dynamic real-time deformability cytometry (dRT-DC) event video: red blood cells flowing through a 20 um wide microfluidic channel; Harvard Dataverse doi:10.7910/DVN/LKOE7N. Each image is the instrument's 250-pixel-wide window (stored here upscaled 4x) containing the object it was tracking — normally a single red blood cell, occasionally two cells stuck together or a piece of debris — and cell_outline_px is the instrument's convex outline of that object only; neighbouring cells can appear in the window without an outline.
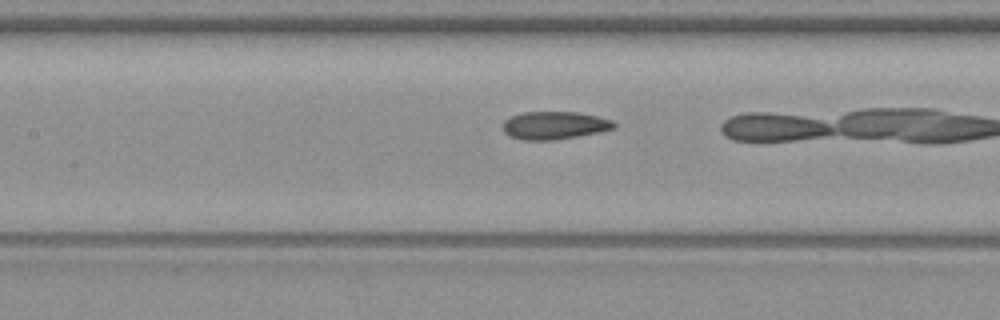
{"species": "common noctule bat (a hibernating species)", "species_latin": "Nyctalus noctula", "temperature_condition": "warm", "stored_images_in_passage": 29, "camera_frame_rate_fps": 3000, "um_per_image_px": 0.085, "animal": {"sex": "female", "body_mass_g": 19.3, "forearm_length_mm": 54.1}, "frame": {"image": 1, "passage_image": 22, "time_ms": 7.0, "image_size_px": [1000, 320], "cell_outline_px": [[616, 128], [604, 132], [556, 140], [520, 140], [508, 136], [504, 132], [504, 120], [512, 116], [524, 112], [576, 112], [596, 116], [612, 120], [616, 124]], "centroid_in_image_um": [47.16, 10.67], "position_along_channel_um": 160.2, "area_um2": 18.26}}
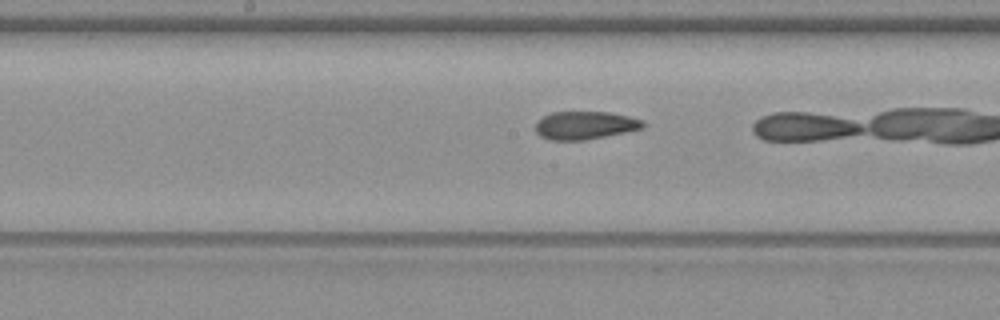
{"frame": {"image": 2, "passage_image": 25, "time_ms": 8.0, "image_size_px": [1000, 320], "cell_outline_px": [[644, 128], [584, 140], [552, 140], [540, 136], [536, 132], [536, 120], [552, 112], [608, 112], [628, 116], [644, 120]], "centroid_in_image_um": [49.71, 10.64], "position_along_channel_um": 198.5, "area_um2": 17.46}}